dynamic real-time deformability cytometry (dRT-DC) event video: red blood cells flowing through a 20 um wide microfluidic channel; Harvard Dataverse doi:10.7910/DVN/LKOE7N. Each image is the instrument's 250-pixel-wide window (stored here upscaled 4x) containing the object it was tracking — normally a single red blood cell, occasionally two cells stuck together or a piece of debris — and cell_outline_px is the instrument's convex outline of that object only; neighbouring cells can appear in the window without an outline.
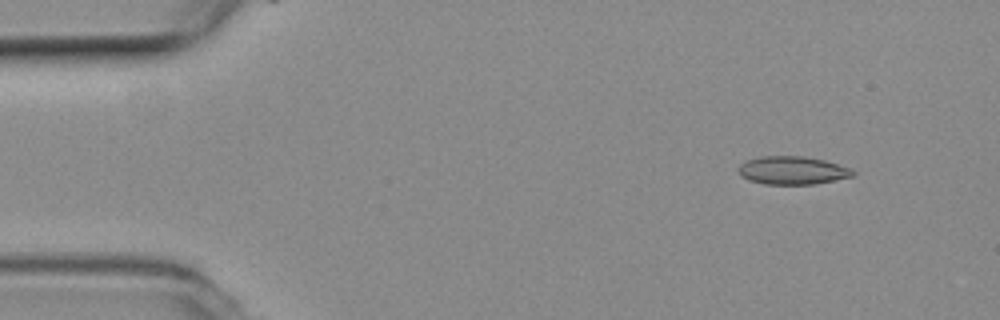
{"species": "common noctule bat (a hibernating species)", "species_latin": "Nyctalus noctula", "temperature_condition": "room temperature", "stored_images_in_passage": 53, "camera_frame_rate_fps": 3000, "um_per_image_px": 0.085, "animal": {"sex": "female", "body_mass_g": 19.3, "forearm_length_mm": 54.1}, "frame": {"image": 1, "passage_image": 5, "time_ms": 1.333, "image_size_px": [1000, 320], "cell_outline_px": [[856, 172], [852, 176], [812, 184], [764, 184], [748, 180], [740, 176], [736, 172], [736, 168], [740, 164], [748, 160], [760, 156], [804, 156], [824, 160], [852, 168]], "centroid_in_image_um": [67.3, 14.48], "position_along_channel_um": 17.7, "area_um2": 18.84}}
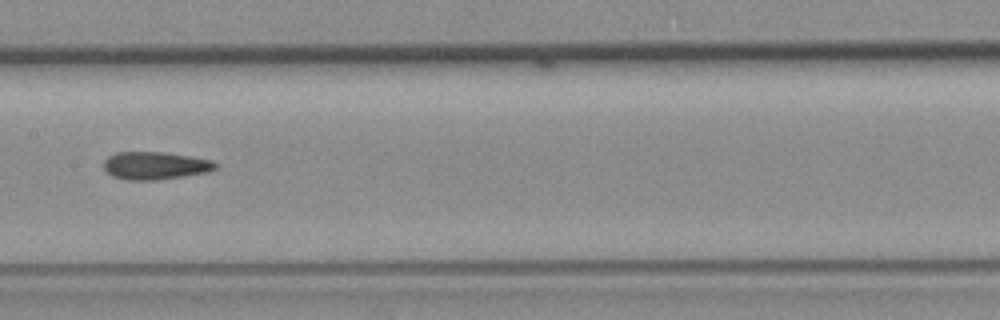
{"frame": {"image": 2, "passage_image": 26, "time_ms": 8.333, "image_size_px": [1000, 320], "cell_outline_px": [[220, 168], [208, 172], [184, 176], [156, 180], [124, 180], [112, 176], [104, 168], [104, 160], [108, 156], [116, 152], [164, 152], [192, 156], [212, 160], [220, 164]], "centroid_in_image_um": [13.24, 14.07], "position_along_channel_um": 194.2, "area_um2": 18.38}}
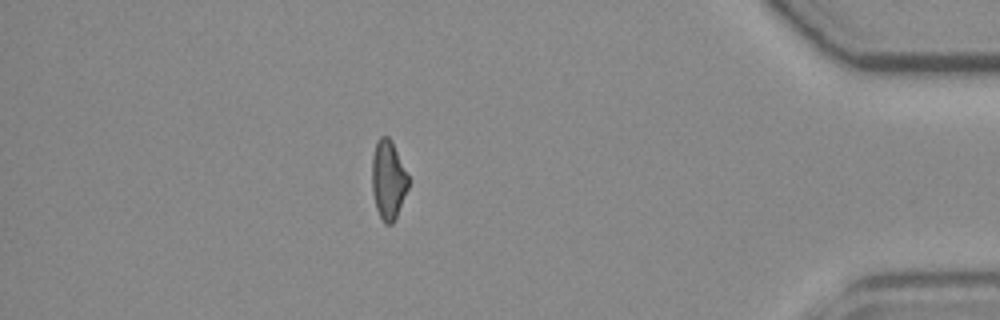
{"frame": {"image": 3, "passage_image": 46, "time_ms": 15.0, "image_size_px": [1000, 320], "cell_outline_px": [[408, 188], [396, 216], [392, 224], [384, 224], [376, 208], [372, 192], [372, 156], [376, 144], [380, 136], [388, 136], [392, 140], [408, 176]], "centroid_in_image_um": [32.98, 15.27], "position_along_channel_um": 402.2, "area_um2": 16.59}, "authors_computed_cell_mechanics": {"area_um2": 18.1492, "velocity_mm_per_s": 3.8318, "shape_relaxation_time_tau1_ms": null, "shape_relaxation_time_tau2_ms": 3.5952, "deformation_change_tau1": null, "deformation_change_tau2": 0.1128}}